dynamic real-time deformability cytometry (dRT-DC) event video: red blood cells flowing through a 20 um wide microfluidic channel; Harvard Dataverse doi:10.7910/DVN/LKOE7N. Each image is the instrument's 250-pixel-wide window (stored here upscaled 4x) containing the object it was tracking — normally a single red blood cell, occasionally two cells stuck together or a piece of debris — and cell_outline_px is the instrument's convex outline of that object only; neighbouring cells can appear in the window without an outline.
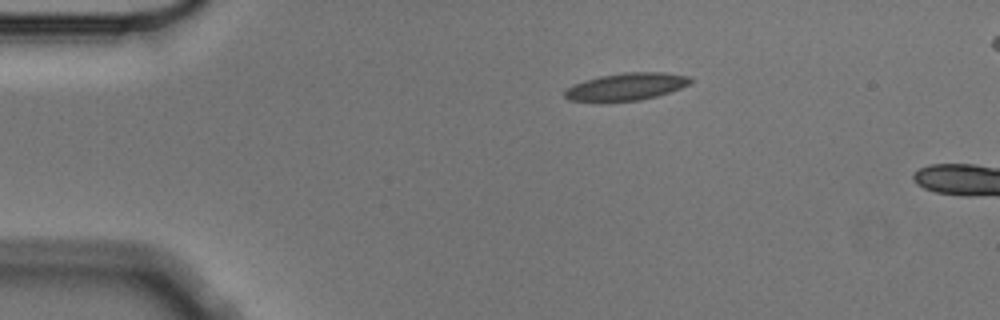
{"species": "Egyptian fruit bat (a non-hibernating species)", "species_latin": "Rousettus aegyptiacus", "temperature_condition": "cold", "stored_images_in_passage": 3, "camera_frame_rate_fps": 3000, "um_per_image_px": 0.085, "animal": {"sex": "male"}, "frame": {"image": 1, "passage_image": 1, "time_ms": 0.0, "image_size_px": [1000, 320], "cell_outline_px": [[692, 80], [688, 84], [680, 88], [656, 96], [640, 100], [600, 104], [568, 100], [564, 96], [564, 92], [572, 84], [584, 80], [600, 76], [624, 72], [664, 72], [688, 76]], "centroid_in_image_um": [53.13, 7.4], "position_along_channel_um": 31.9, "area_um2": 20.58}}